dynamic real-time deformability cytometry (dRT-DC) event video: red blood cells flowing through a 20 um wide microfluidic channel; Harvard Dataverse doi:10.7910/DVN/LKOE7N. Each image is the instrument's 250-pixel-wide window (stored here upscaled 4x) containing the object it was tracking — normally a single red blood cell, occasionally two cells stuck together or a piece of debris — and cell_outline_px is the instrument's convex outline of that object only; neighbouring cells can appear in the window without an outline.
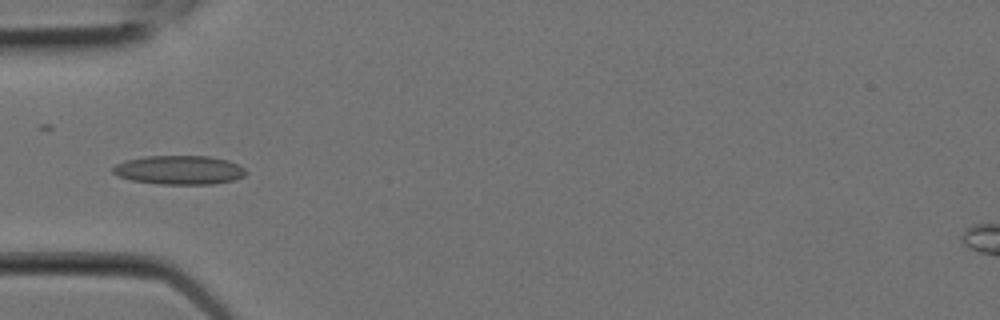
{"species": "Egyptian fruit bat (a non-hibernating species)", "species_latin": "Rousettus aegyptiacus", "temperature_condition": "room temperature", "stored_images_in_passage": 9, "camera_frame_rate_fps": 3000, "um_per_image_px": 0.085, "animal": {"sex": "female"}, "frame": {"image": 1, "passage_image": 7, "time_ms": 2.0, "image_size_px": [1000, 320], "cell_outline_px": [[248, 172], [244, 176], [232, 180], [212, 184], [156, 184], [132, 180], [120, 176], [112, 172], [112, 168], [116, 164], [124, 160], [144, 156], [208, 156], [228, 160], [244, 168]], "centroid_in_image_um": [15.22, 14.44], "position_along_channel_um": 69.8, "area_um2": 22.43}}
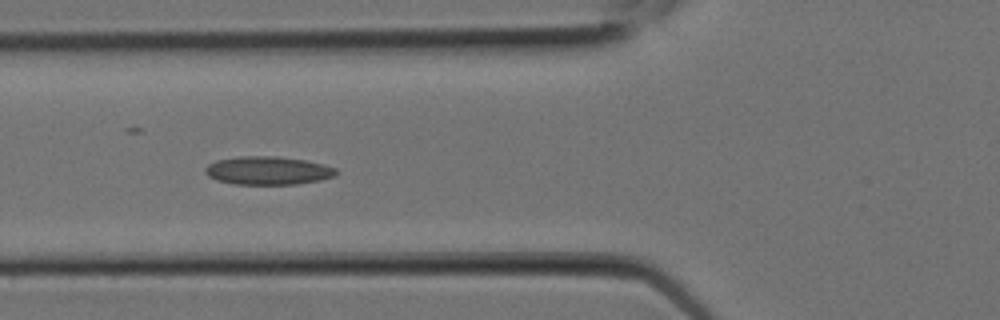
{"frame": {"image": 2, "passage_image": 8, "time_ms": 2.333, "image_size_px": [1000, 320], "cell_outline_px": [[340, 172], [336, 176], [320, 180], [296, 184], [232, 184], [216, 180], [208, 176], [204, 172], [204, 168], [208, 164], [216, 160], [236, 156], [276, 156], [304, 160], [324, 164], [336, 168]], "centroid_in_image_um": [22.77, 14.49], "position_along_channel_um": 103.0, "area_um2": 21.85}}
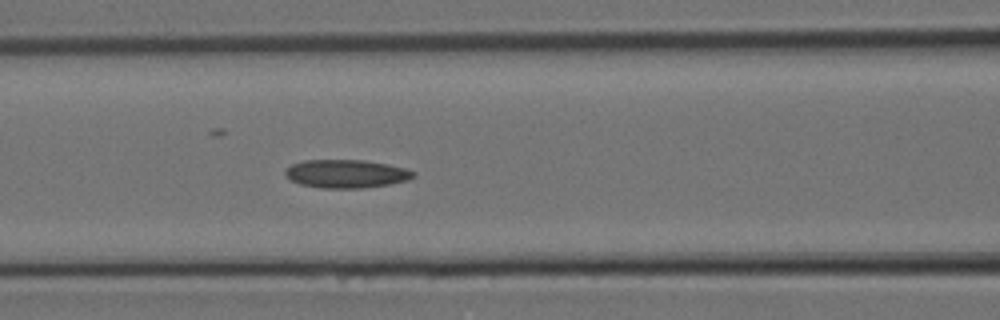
{"frame": {"image": 3, "passage_image": 9, "time_ms": 2.667, "image_size_px": [1000, 320], "cell_outline_px": [[416, 176], [408, 180], [388, 184], [364, 188], [320, 188], [300, 184], [284, 176], [284, 172], [292, 164], [304, 160], [364, 160], [388, 164], [404, 168], [416, 172]], "centroid_in_image_um": [29.43, 14.77], "position_along_channel_um": 137.2, "area_um2": 21.15}}